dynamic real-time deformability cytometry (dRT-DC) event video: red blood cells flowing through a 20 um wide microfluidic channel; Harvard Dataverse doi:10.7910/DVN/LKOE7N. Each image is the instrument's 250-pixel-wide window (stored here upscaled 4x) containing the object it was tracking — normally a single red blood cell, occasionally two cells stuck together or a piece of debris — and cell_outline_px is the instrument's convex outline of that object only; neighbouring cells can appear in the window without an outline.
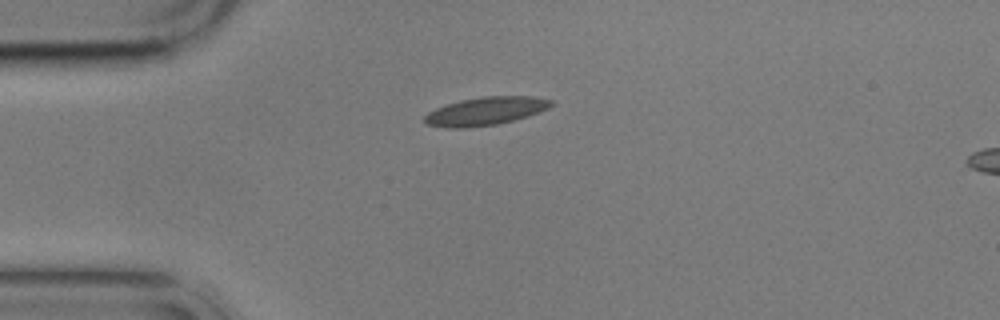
{"species": "common noctule bat (a hibernating species)", "species_latin": "Nyctalus noctula", "temperature_condition": "cold", "stored_images_in_passage": 4, "camera_frame_rate_fps": 3000, "um_per_image_px": 0.085, "animal": {"sex": "male", "body_mass_g": 17.9}, "frame": {"image": 1, "passage_image": 1, "time_ms": 0.0, "image_size_px": [1000, 320], "cell_outline_px": [[552, 104], [548, 108], [528, 116], [496, 124], [464, 128], [448, 128], [428, 124], [424, 120], [424, 116], [428, 112], [436, 108], [460, 100], [484, 96], [532, 96], [552, 100]], "centroid_in_image_um": [41.26, 9.44], "position_along_channel_um": 43.7, "area_um2": 20.52}}
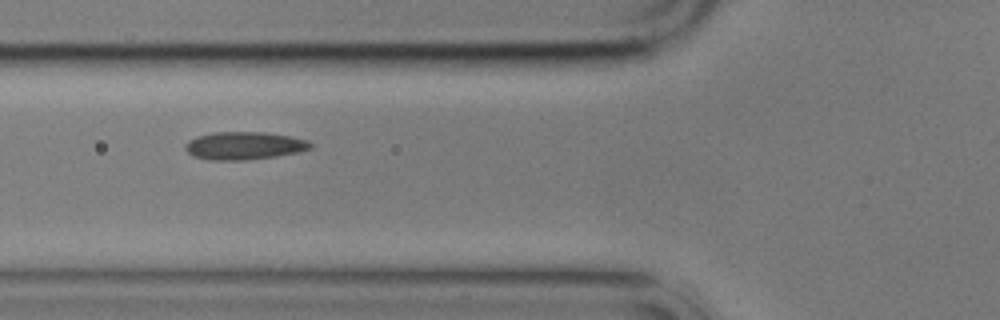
{"frame": {"image": 2, "passage_image": 3, "time_ms": 2.333, "image_size_px": [1000, 320], "cell_outline_px": [[312, 148], [300, 152], [276, 156], [248, 160], [208, 160], [192, 156], [184, 148], [184, 144], [188, 140], [196, 136], [216, 132], [264, 132], [288, 136], [308, 140], [312, 144]], "centroid_in_image_um": [20.73, 12.39], "position_along_channel_um": 105.1, "area_um2": 20.46}}
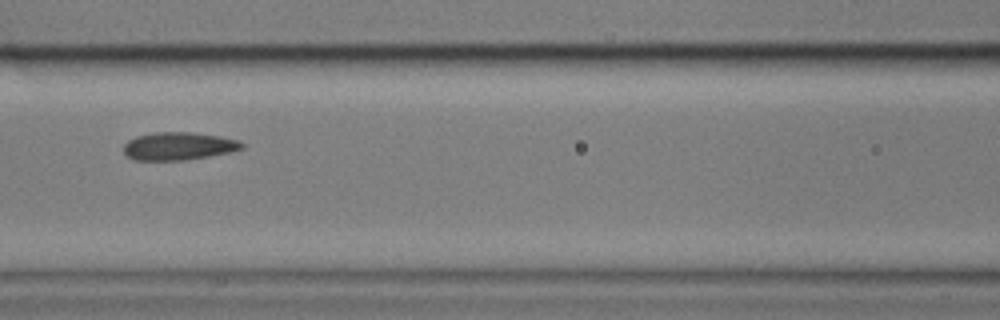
{"frame": {"image": 3, "passage_image": 4, "time_ms": 3.667, "image_size_px": [1000, 320], "cell_outline_px": [[244, 148], [232, 152], [184, 160], [132, 160], [124, 152], [124, 144], [128, 140], [136, 136], [152, 132], [192, 132], [220, 136], [240, 140], [244, 144]], "centroid_in_image_um": [15.19, 12.41], "position_along_channel_um": 151.4, "area_um2": 19.36}}